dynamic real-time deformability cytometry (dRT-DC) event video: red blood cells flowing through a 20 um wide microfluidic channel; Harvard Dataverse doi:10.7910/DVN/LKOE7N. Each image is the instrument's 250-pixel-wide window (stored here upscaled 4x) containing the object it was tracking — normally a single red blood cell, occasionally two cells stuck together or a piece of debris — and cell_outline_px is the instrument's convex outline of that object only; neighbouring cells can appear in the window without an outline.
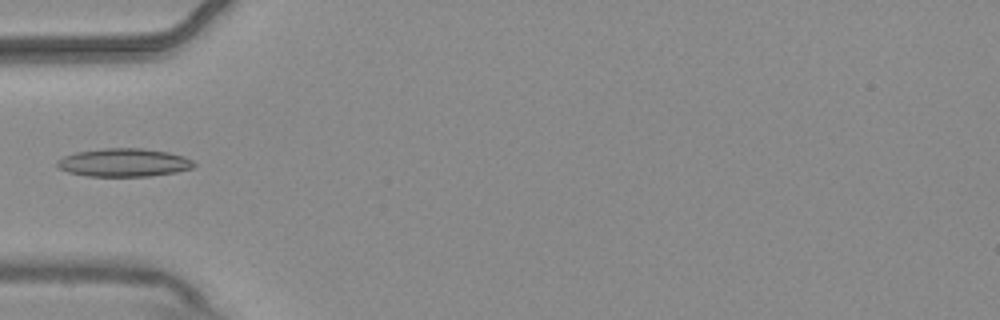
{"species": "common noctule bat (a hibernating species)", "species_latin": "Nyctalus noctula", "temperature_condition": "warm", "stored_images_in_passage": 6, "camera_frame_rate_fps": 3000, "um_per_image_px": 0.085, "animal": {"sex": "male", "body_mass_g": 20.4}, "frame": {"image": 1, "passage_image": 5, "time_ms": 1.333, "image_size_px": [1000, 320], "cell_outline_px": [[196, 164], [192, 168], [176, 172], [152, 176], [88, 176], [68, 172], [60, 168], [56, 164], [56, 160], [64, 156], [76, 152], [104, 148], [140, 148], [168, 152], [184, 156], [192, 160]], "centroid_in_image_um": [10.53, 13.82], "position_along_channel_um": 74.5, "area_um2": 22.48}}